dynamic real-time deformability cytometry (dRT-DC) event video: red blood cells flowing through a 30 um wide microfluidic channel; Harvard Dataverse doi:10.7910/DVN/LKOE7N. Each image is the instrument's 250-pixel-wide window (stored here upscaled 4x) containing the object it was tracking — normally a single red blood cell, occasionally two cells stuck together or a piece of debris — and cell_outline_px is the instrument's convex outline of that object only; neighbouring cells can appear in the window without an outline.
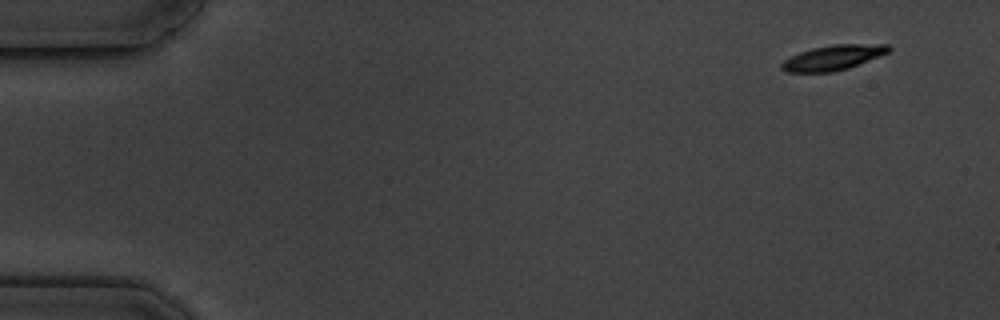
{"species": "common noctule bat (a hibernating species)", "species_latin": "Nyctalus noctula", "temperature_condition": "cold", "stored_images_in_passage": 4, "camera_frame_rate_fps": 3000, "um_per_image_px": 0.085, "animal": {"sex": "male", "body_mass_g": 19.5, "forearm_length_mm": 54.6}, "frame": {"image": 1, "passage_image": 1, "time_ms": 0.0, "image_size_px": [1000, 320], "cell_outline_px": [[892, 48], [888, 52], [880, 56], [848, 68], [832, 72], [784, 72], [780, 68], [780, 64], [784, 60], [800, 52], [812, 48], [836, 44], [888, 44]], "centroid_in_image_um": [70.81, 4.9], "position_along_channel_um": 14.2, "area_um2": 15.55}}